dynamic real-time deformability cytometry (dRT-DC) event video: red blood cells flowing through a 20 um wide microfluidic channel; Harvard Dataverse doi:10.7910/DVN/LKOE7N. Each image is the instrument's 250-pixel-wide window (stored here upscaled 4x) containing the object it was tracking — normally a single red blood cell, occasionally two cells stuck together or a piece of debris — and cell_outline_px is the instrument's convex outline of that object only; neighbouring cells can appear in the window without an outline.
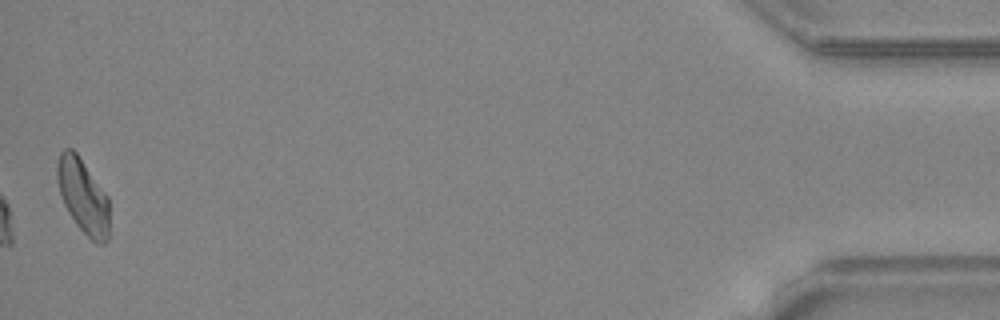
{"species": "common noctule bat (a hibernating species)", "species_latin": "Nyctalus noctula", "temperature_condition": "warm", "stored_images_in_passage": 33, "camera_frame_rate_fps": 3000, "um_per_image_px": 0.085, "animal": {"sex": "female", "body_mass_g": 24.6, "forearm_length_mm": 56.2}, "frame": {"image": 1, "passage_image": 33, "time_ms": 10.667, "image_size_px": [1000, 320], "cell_outline_px": [[108, 240], [104, 244], [96, 244], [76, 224], [68, 212], [64, 204], [56, 180], [56, 164], [60, 152], [64, 148], [72, 148], [76, 152], [108, 196]], "centroid_in_image_um": [7.04, 16.66], "position_along_channel_um": 428.2, "area_um2": 22.6}}